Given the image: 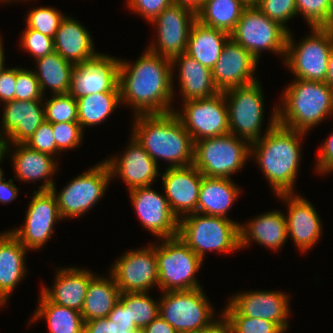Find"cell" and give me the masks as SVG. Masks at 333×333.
Wrapping results in <instances>:
<instances>
[{
	"label": "cell",
	"instance_id": "6da1fadb",
	"mask_svg": "<svg viewBox=\"0 0 333 333\" xmlns=\"http://www.w3.org/2000/svg\"><path fill=\"white\" fill-rule=\"evenodd\" d=\"M172 69L170 59L149 49L133 65L120 59L121 103L131 104L134 115L173 112Z\"/></svg>",
	"mask_w": 333,
	"mask_h": 333
},
{
	"label": "cell",
	"instance_id": "7a4b0ae2",
	"mask_svg": "<svg viewBox=\"0 0 333 333\" xmlns=\"http://www.w3.org/2000/svg\"><path fill=\"white\" fill-rule=\"evenodd\" d=\"M304 134L278 124L276 107L264 136L250 144V155L254 153L276 195L294 193Z\"/></svg>",
	"mask_w": 333,
	"mask_h": 333
},
{
	"label": "cell",
	"instance_id": "3957f363",
	"mask_svg": "<svg viewBox=\"0 0 333 333\" xmlns=\"http://www.w3.org/2000/svg\"><path fill=\"white\" fill-rule=\"evenodd\" d=\"M133 136L158 164L165 159L168 167L193 164L194 141L175 111L165 114L134 115Z\"/></svg>",
	"mask_w": 333,
	"mask_h": 333
},
{
	"label": "cell",
	"instance_id": "277c9868",
	"mask_svg": "<svg viewBox=\"0 0 333 333\" xmlns=\"http://www.w3.org/2000/svg\"><path fill=\"white\" fill-rule=\"evenodd\" d=\"M278 124L307 134L333 112V89L325 82L296 79L286 87Z\"/></svg>",
	"mask_w": 333,
	"mask_h": 333
},
{
	"label": "cell",
	"instance_id": "5b68a950",
	"mask_svg": "<svg viewBox=\"0 0 333 333\" xmlns=\"http://www.w3.org/2000/svg\"><path fill=\"white\" fill-rule=\"evenodd\" d=\"M201 214V215H200ZM179 219L178 237L203 261L206 251L228 252L239 247V223L221 216L191 213Z\"/></svg>",
	"mask_w": 333,
	"mask_h": 333
},
{
	"label": "cell",
	"instance_id": "8992f818",
	"mask_svg": "<svg viewBox=\"0 0 333 333\" xmlns=\"http://www.w3.org/2000/svg\"><path fill=\"white\" fill-rule=\"evenodd\" d=\"M250 154V143L229 133L194 142L193 165L206 177L230 178Z\"/></svg>",
	"mask_w": 333,
	"mask_h": 333
},
{
	"label": "cell",
	"instance_id": "52a82bcc",
	"mask_svg": "<svg viewBox=\"0 0 333 333\" xmlns=\"http://www.w3.org/2000/svg\"><path fill=\"white\" fill-rule=\"evenodd\" d=\"M311 35L295 45L291 32L286 42L285 63L297 79L325 82L333 27H311Z\"/></svg>",
	"mask_w": 333,
	"mask_h": 333
},
{
	"label": "cell",
	"instance_id": "ba28073f",
	"mask_svg": "<svg viewBox=\"0 0 333 333\" xmlns=\"http://www.w3.org/2000/svg\"><path fill=\"white\" fill-rule=\"evenodd\" d=\"M161 245L155 244V253L161 291H180L201 288L195 274L202 259L178 236L165 238Z\"/></svg>",
	"mask_w": 333,
	"mask_h": 333
},
{
	"label": "cell",
	"instance_id": "9c48e42d",
	"mask_svg": "<svg viewBox=\"0 0 333 333\" xmlns=\"http://www.w3.org/2000/svg\"><path fill=\"white\" fill-rule=\"evenodd\" d=\"M212 308L202 288L167 291L159 300V315L178 333H198L208 326L214 318Z\"/></svg>",
	"mask_w": 333,
	"mask_h": 333
},
{
	"label": "cell",
	"instance_id": "30bf717a",
	"mask_svg": "<svg viewBox=\"0 0 333 333\" xmlns=\"http://www.w3.org/2000/svg\"><path fill=\"white\" fill-rule=\"evenodd\" d=\"M288 31L278 22L269 19L256 6L244 9L234 31L230 34L236 43L242 45L257 60L261 51L286 53Z\"/></svg>",
	"mask_w": 333,
	"mask_h": 333
},
{
	"label": "cell",
	"instance_id": "8fae6325",
	"mask_svg": "<svg viewBox=\"0 0 333 333\" xmlns=\"http://www.w3.org/2000/svg\"><path fill=\"white\" fill-rule=\"evenodd\" d=\"M228 109L230 133L250 144L259 140L264 113L263 91L259 81L223 92ZM229 98V99H228ZM229 101V102H228Z\"/></svg>",
	"mask_w": 333,
	"mask_h": 333
},
{
	"label": "cell",
	"instance_id": "7c38bea8",
	"mask_svg": "<svg viewBox=\"0 0 333 333\" xmlns=\"http://www.w3.org/2000/svg\"><path fill=\"white\" fill-rule=\"evenodd\" d=\"M112 176L107 163L100 162L73 179L60 193L51 189L58 202L61 218L81 217L103 196Z\"/></svg>",
	"mask_w": 333,
	"mask_h": 333
},
{
	"label": "cell",
	"instance_id": "4fadbf2b",
	"mask_svg": "<svg viewBox=\"0 0 333 333\" xmlns=\"http://www.w3.org/2000/svg\"><path fill=\"white\" fill-rule=\"evenodd\" d=\"M182 111L175 114L194 142L230 133L223 92L209 98L184 101Z\"/></svg>",
	"mask_w": 333,
	"mask_h": 333
},
{
	"label": "cell",
	"instance_id": "5bb4252c",
	"mask_svg": "<svg viewBox=\"0 0 333 333\" xmlns=\"http://www.w3.org/2000/svg\"><path fill=\"white\" fill-rule=\"evenodd\" d=\"M120 59L97 53L83 63L74 64L69 94L75 99L102 92H120Z\"/></svg>",
	"mask_w": 333,
	"mask_h": 333
},
{
	"label": "cell",
	"instance_id": "9a60e30c",
	"mask_svg": "<svg viewBox=\"0 0 333 333\" xmlns=\"http://www.w3.org/2000/svg\"><path fill=\"white\" fill-rule=\"evenodd\" d=\"M196 20L194 10L172 2L152 21L158 30V46L153 43L148 49L170 60L186 53L189 32Z\"/></svg>",
	"mask_w": 333,
	"mask_h": 333
},
{
	"label": "cell",
	"instance_id": "2e32d148",
	"mask_svg": "<svg viewBox=\"0 0 333 333\" xmlns=\"http://www.w3.org/2000/svg\"><path fill=\"white\" fill-rule=\"evenodd\" d=\"M23 226L10 232L27 249H40L53 234L55 221L61 218L52 190L34 191Z\"/></svg>",
	"mask_w": 333,
	"mask_h": 333
},
{
	"label": "cell",
	"instance_id": "e0dca14e",
	"mask_svg": "<svg viewBox=\"0 0 333 333\" xmlns=\"http://www.w3.org/2000/svg\"><path fill=\"white\" fill-rule=\"evenodd\" d=\"M110 273L121 293L148 292L156 284L159 287L155 244L127 252L118 258Z\"/></svg>",
	"mask_w": 333,
	"mask_h": 333
},
{
	"label": "cell",
	"instance_id": "ac0fdd59",
	"mask_svg": "<svg viewBox=\"0 0 333 333\" xmlns=\"http://www.w3.org/2000/svg\"><path fill=\"white\" fill-rule=\"evenodd\" d=\"M150 187L129 190L133 208L140 222L159 239L178 236L179 219L172 213L167 198Z\"/></svg>",
	"mask_w": 333,
	"mask_h": 333
},
{
	"label": "cell",
	"instance_id": "d6986e66",
	"mask_svg": "<svg viewBox=\"0 0 333 333\" xmlns=\"http://www.w3.org/2000/svg\"><path fill=\"white\" fill-rule=\"evenodd\" d=\"M257 63L258 60L250 52L229 38L211 69L219 92L258 81L254 75Z\"/></svg>",
	"mask_w": 333,
	"mask_h": 333
},
{
	"label": "cell",
	"instance_id": "ffe728a7",
	"mask_svg": "<svg viewBox=\"0 0 333 333\" xmlns=\"http://www.w3.org/2000/svg\"><path fill=\"white\" fill-rule=\"evenodd\" d=\"M162 176V184L172 213L181 219L195 213L199 200L202 174L193 165L183 167H168ZM182 214V215H181ZM180 215V218H179Z\"/></svg>",
	"mask_w": 333,
	"mask_h": 333
},
{
	"label": "cell",
	"instance_id": "44dd1931",
	"mask_svg": "<svg viewBox=\"0 0 333 333\" xmlns=\"http://www.w3.org/2000/svg\"><path fill=\"white\" fill-rule=\"evenodd\" d=\"M5 104L1 127L6 134L4 152H9V146L25 143L35 130L45 122V110L42 100H12ZM43 106H40V105ZM11 144L9 145V143Z\"/></svg>",
	"mask_w": 333,
	"mask_h": 333
},
{
	"label": "cell",
	"instance_id": "7402d4cb",
	"mask_svg": "<svg viewBox=\"0 0 333 333\" xmlns=\"http://www.w3.org/2000/svg\"><path fill=\"white\" fill-rule=\"evenodd\" d=\"M277 196L288 203V216H285L288 237H291L300 251L311 249L322 233L317 211L309 201L294 193H282Z\"/></svg>",
	"mask_w": 333,
	"mask_h": 333
},
{
	"label": "cell",
	"instance_id": "603a6c76",
	"mask_svg": "<svg viewBox=\"0 0 333 333\" xmlns=\"http://www.w3.org/2000/svg\"><path fill=\"white\" fill-rule=\"evenodd\" d=\"M242 316L263 318L276 323L283 331L288 328L289 298L278 291H250L232 297L228 302Z\"/></svg>",
	"mask_w": 333,
	"mask_h": 333
},
{
	"label": "cell",
	"instance_id": "cb8c5ba5",
	"mask_svg": "<svg viewBox=\"0 0 333 333\" xmlns=\"http://www.w3.org/2000/svg\"><path fill=\"white\" fill-rule=\"evenodd\" d=\"M131 139L121 158L105 160L112 178L118 174L128 185V190L152 185L159 174L157 163L133 136Z\"/></svg>",
	"mask_w": 333,
	"mask_h": 333
},
{
	"label": "cell",
	"instance_id": "d4e9b609",
	"mask_svg": "<svg viewBox=\"0 0 333 333\" xmlns=\"http://www.w3.org/2000/svg\"><path fill=\"white\" fill-rule=\"evenodd\" d=\"M94 275L91 271L76 267L57 271L52 288L42 289V293L54 304L81 312L88 285Z\"/></svg>",
	"mask_w": 333,
	"mask_h": 333
},
{
	"label": "cell",
	"instance_id": "484cf974",
	"mask_svg": "<svg viewBox=\"0 0 333 333\" xmlns=\"http://www.w3.org/2000/svg\"><path fill=\"white\" fill-rule=\"evenodd\" d=\"M27 251L10 231L0 234V306L6 305L9 295L26 274Z\"/></svg>",
	"mask_w": 333,
	"mask_h": 333
},
{
	"label": "cell",
	"instance_id": "4316f807",
	"mask_svg": "<svg viewBox=\"0 0 333 333\" xmlns=\"http://www.w3.org/2000/svg\"><path fill=\"white\" fill-rule=\"evenodd\" d=\"M239 225V247L248 246L250 240L270 249H280L288 237L286 218L282 212L269 211L254 220Z\"/></svg>",
	"mask_w": 333,
	"mask_h": 333
},
{
	"label": "cell",
	"instance_id": "83f0119b",
	"mask_svg": "<svg viewBox=\"0 0 333 333\" xmlns=\"http://www.w3.org/2000/svg\"><path fill=\"white\" fill-rule=\"evenodd\" d=\"M89 33L80 22L65 16L54 37L55 52L73 64L83 63L97 54Z\"/></svg>",
	"mask_w": 333,
	"mask_h": 333
},
{
	"label": "cell",
	"instance_id": "f1b7e54d",
	"mask_svg": "<svg viewBox=\"0 0 333 333\" xmlns=\"http://www.w3.org/2000/svg\"><path fill=\"white\" fill-rule=\"evenodd\" d=\"M178 62V63H177ZM172 67L179 64V84L183 100L209 98L219 93L210 68L183 53L171 60Z\"/></svg>",
	"mask_w": 333,
	"mask_h": 333
},
{
	"label": "cell",
	"instance_id": "f546056e",
	"mask_svg": "<svg viewBox=\"0 0 333 333\" xmlns=\"http://www.w3.org/2000/svg\"><path fill=\"white\" fill-rule=\"evenodd\" d=\"M17 146L14 151L13 165L16 172L15 178L29 183L36 180L44 179V184L38 187V191H48L54 186V180L51 177L54 175L57 163L49 154L42 153L29 148L24 143L13 144Z\"/></svg>",
	"mask_w": 333,
	"mask_h": 333
},
{
	"label": "cell",
	"instance_id": "4dcf8cb0",
	"mask_svg": "<svg viewBox=\"0 0 333 333\" xmlns=\"http://www.w3.org/2000/svg\"><path fill=\"white\" fill-rule=\"evenodd\" d=\"M231 178L206 177L202 174L196 213L224 218L239 195Z\"/></svg>",
	"mask_w": 333,
	"mask_h": 333
},
{
	"label": "cell",
	"instance_id": "1f68e13d",
	"mask_svg": "<svg viewBox=\"0 0 333 333\" xmlns=\"http://www.w3.org/2000/svg\"><path fill=\"white\" fill-rule=\"evenodd\" d=\"M229 38L227 32L205 26L196 20L189 32L186 54L212 69Z\"/></svg>",
	"mask_w": 333,
	"mask_h": 333
},
{
	"label": "cell",
	"instance_id": "d6a6232c",
	"mask_svg": "<svg viewBox=\"0 0 333 333\" xmlns=\"http://www.w3.org/2000/svg\"><path fill=\"white\" fill-rule=\"evenodd\" d=\"M111 277V278H110ZM103 278L94 276L87 288L82 318L89 321L95 318L107 317L114 305L119 301L121 291L116 285L112 274Z\"/></svg>",
	"mask_w": 333,
	"mask_h": 333
},
{
	"label": "cell",
	"instance_id": "836d02e7",
	"mask_svg": "<svg viewBox=\"0 0 333 333\" xmlns=\"http://www.w3.org/2000/svg\"><path fill=\"white\" fill-rule=\"evenodd\" d=\"M38 71H34L41 91L48 86L53 94H65L69 92L71 73L74 64L62 58L57 52L36 59ZM39 72V73H38Z\"/></svg>",
	"mask_w": 333,
	"mask_h": 333
},
{
	"label": "cell",
	"instance_id": "e575fe53",
	"mask_svg": "<svg viewBox=\"0 0 333 333\" xmlns=\"http://www.w3.org/2000/svg\"><path fill=\"white\" fill-rule=\"evenodd\" d=\"M246 7L240 0H204L196 18L205 26L231 34Z\"/></svg>",
	"mask_w": 333,
	"mask_h": 333
},
{
	"label": "cell",
	"instance_id": "d590c367",
	"mask_svg": "<svg viewBox=\"0 0 333 333\" xmlns=\"http://www.w3.org/2000/svg\"><path fill=\"white\" fill-rule=\"evenodd\" d=\"M40 305L30 322L46 319L50 333H82L84 320L81 312L52 303L42 292Z\"/></svg>",
	"mask_w": 333,
	"mask_h": 333
},
{
	"label": "cell",
	"instance_id": "8d00e7d4",
	"mask_svg": "<svg viewBox=\"0 0 333 333\" xmlns=\"http://www.w3.org/2000/svg\"><path fill=\"white\" fill-rule=\"evenodd\" d=\"M78 123L84 130L86 126H94L107 119L121 102L120 92H102L90 94L76 99Z\"/></svg>",
	"mask_w": 333,
	"mask_h": 333
},
{
	"label": "cell",
	"instance_id": "74e56055",
	"mask_svg": "<svg viewBox=\"0 0 333 333\" xmlns=\"http://www.w3.org/2000/svg\"><path fill=\"white\" fill-rule=\"evenodd\" d=\"M148 292L121 293L119 300L130 307L131 320L136 328H145L159 315L158 303L148 296Z\"/></svg>",
	"mask_w": 333,
	"mask_h": 333
},
{
	"label": "cell",
	"instance_id": "f35d334b",
	"mask_svg": "<svg viewBox=\"0 0 333 333\" xmlns=\"http://www.w3.org/2000/svg\"><path fill=\"white\" fill-rule=\"evenodd\" d=\"M222 314L230 322L232 333H285L276 323L242 316L230 303Z\"/></svg>",
	"mask_w": 333,
	"mask_h": 333
},
{
	"label": "cell",
	"instance_id": "ab89813d",
	"mask_svg": "<svg viewBox=\"0 0 333 333\" xmlns=\"http://www.w3.org/2000/svg\"><path fill=\"white\" fill-rule=\"evenodd\" d=\"M52 95L44 103L45 121L52 124L78 122L76 99L69 93Z\"/></svg>",
	"mask_w": 333,
	"mask_h": 333
},
{
	"label": "cell",
	"instance_id": "60d3db41",
	"mask_svg": "<svg viewBox=\"0 0 333 333\" xmlns=\"http://www.w3.org/2000/svg\"><path fill=\"white\" fill-rule=\"evenodd\" d=\"M298 14L311 27H333V3L330 0H296Z\"/></svg>",
	"mask_w": 333,
	"mask_h": 333
},
{
	"label": "cell",
	"instance_id": "b9f144b4",
	"mask_svg": "<svg viewBox=\"0 0 333 333\" xmlns=\"http://www.w3.org/2000/svg\"><path fill=\"white\" fill-rule=\"evenodd\" d=\"M65 15L51 7H36L29 11L26 17V28L39 31L43 35L51 38L55 37L61 21Z\"/></svg>",
	"mask_w": 333,
	"mask_h": 333
},
{
	"label": "cell",
	"instance_id": "7bdbcfd3",
	"mask_svg": "<svg viewBox=\"0 0 333 333\" xmlns=\"http://www.w3.org/2000/svg\"><path fill=\"white\" fill-rule=\"evenodd\" d=\"M256 7L288 32L289 29L285 23L298 14L296 0H259Z\"/></svg>",
	"mask_w": 333,
	"mask_h": 333
},
{
	"label": "cell",
	"instance_id": "ee69618b",
	"mask_svg": "<svg viewBox=\"0 0 333 333\" xmlns=\"http://www.w3.org/2000/svg\"><path fill=\"white\" fill-rule=\"evenodd\" d=\"M44 95L33 70L17 68L15 100H43Z\"/></svg>",
	"mask_w": 333,
	"mask_h": 333
},
{
	"label": "cell",
	"instance_id": "f6af8a7d",
	"mask_svg": "<svg viewBox=\"0 0 333 333\" xmlns=\"http://www.w3.org/2000/svg\"><path fill=\"white\" fill-rule=\"evenodd\" d=\"M53 136L58 151L78 147L82 142L83 129L78 122H62L52 124Z\"/></svg>",
	"mask_w": 333,
	"mask_h": 333
},
{
	"label": "cell",
	"instance_id": "bcb514c9",
	"mask_svg": "<svg viewBox=\"0 0 333 333\" xmlns=\"http://www.w3.org/2000/svg\"><path fill=\"white\" fill-rule=\"evenodd\" d=\"M21 47L30 52L34 59L55 51L54 38L43 35L37 30L26 28L21 37Z\"/></svg>",
	"mask_w": 333,
	"mask_h": 333
},
{
	"label": "cell",
	"instance_id": "7dc6e473",
	"mask_svg": "<svg viewBox=\"0 0 333 333\" xmlns=\"http://www.w3.org/2000/svg\"><path fill=\"white\" fill-rule=\"evenodd\" d=\"M52 123L43 122L32 134V136L24 143L29 148L46 153L49 155L58 154V148L53 136Z\"/></svg>",
	"mask_w": 333,
	"mask_h": 333
},
{
	"label": "cell",
	"instance_id": "c3c4849f",
	"mask_svg": "<svg viewBox=\"0 0 333 333\" xmlns=\"http://www.w3.org/2000/svg\"><path fill=\"white\" fill-rule=\"evenodd\" d=\"M172 2V0H129L128 6L133 12L152 22Z\"/></svg>",
	"mask_w": 333,
	"mask_h": 333
},
{
	"label": "cell",
	"instance_id": "681fc988",
	"mask_svg": "<svg viewBox=\"0 0 333 333\" xmlns=\"http://www.w3.org/2000/svg\"><path fill=\"white\" fill-rule=\"evenodd\" d=\"M17 68H4L0 73V101L6 103L15 99Z\"/></svg>",
	"mask_w": 333,
	"mask_h": 333
},
{
	"label": "cell",
	"instance_id": "f907efd6",
	"mask_svg": "<svg viewBox=\"0 0 333 333\" xmlns=\"http://www.w3.org/2000/svg\"><path fill=\"white\" fill-rule=\"evenodd\" d=\"M319 173L333 171V132L321 146L316 166Z\"/></svg>",
	"mask_w": 333,
	"mask_h": 333
},
{
	"label": "cell",
	"instance_id": "816d5d0a",
	"mask_svg": "<svg viewBox=\"0 0 333 333\" xmlns=\"http://www.w3.org/2000/svg\"><path fill=\"white\" fill-rule=\"evenodd\" d=\"M82 333H114V321L108 317L85 321Z\"/></svg>",
	"mask_w": 333,
	"mask_h": 333
},
{
	"label": "cell",
	"instance_id": "f5cc1de1",
	"mask_svg": "<svg viewBox=\"0 0 333 333\" xmlns=\"http://www.w3.org/2000/svg\"><path fill=\"white\" fill-rule=\"evenodd\" d=\"M107 317L116 324L135 325L134 321L131 320L130 307H126L120 300L114 305Z\"/></svg>",
	"mask_w": 333,
	"mask_h": 333
},
{
	"label": "cell",
	"instance_id": "db71d44e",
	"mask_svg": "<svg viewBox=\"0 0 333 333\" xmlns=\"http://www.w3.org/2000/svg\"><path fill=\"white\" fill-rule=\"evenodd\" d=\"M15 184H13V179L5 182V179L0 182V202L8 203L16 199L19 191Z\"/></svg>",
	"mask_w": 333,
	"mask_h": 333
},
{
	"label": "cell",
	"instance_id": "11a10c76",
	"mask_svg": "<svg viewBox=\"0 0 333 333\" xmlns=\"http://www.w3.org/2000/svg\"><path fill=\"white\" fill-rule=\"evenodd\" d=\"M145 333H178L167 321L158 315L145 328Z\"/></svg>",
	"mask_w": 333,
	"mask_h": 333
},
{
	"label": "cell",
	"instance_id": "9f6ffc18",
	"mask_svg": "<svg viewBox=\"0 0 333 333\" xmlns=\"http://www.w3.org/2000/svg\"><path fill=\"white\" fill-rule=\"evenodd\" d=\"M223 319L221 320H213L208 326L200 330L198 333H232V328L230 322L222 314Z\"/></svg>",
	"mask_w": 333,
	"mask_h": 333
},
{
	"label": "cell",
	"instance_id": "6f0895ef",
	"mask_svg": "<svg viewBox=\"0 0 333 333\" xmlns=\"http://www.w3.org/2000/svg\"><path fill=\"white\" fill-rule=\"evenodd\" d=\"M172 1L182 6H186L194 10L195 12H197L203 6L204 3V0H172Z\"/></svg>",
	"mask_w": 333,
	"mask_h": 333
},
{
	"label": "cell",
	"instance_id": "680465c9",
	"mask_svg": "<svg viewBox=\"0 0 333 333\" xmlns=\"http://www.w3.org/2000/svg\"><path fill=\"white\" fill-rule=\"evenodd\" d=\"M325 83L333 89V48L329 54L328 69L326 73Z\"/></svg>",
	"mask_w": 333,
	"mask_h": 333
},
{
	"label": "cell",
	"instance_id": "91938a15",
	"mask_svg": "<svg viewBox=\"0 0 333 333\" xmlns=\"http://www.w3.org/2000/svg\"><path fill=\"white\" fill-rule=\"evenodd\" d=\"M133 329H136V325H122L114 322V333H129Z\"/></svg>",
	"mask_w": 333,
	"mask_h": 333
},
{
	"label": "cell",
	"instance_id": "94428289",
	"mask_svg": "<svg viewBox=\"0 0 333 333\" xmlns=\"http://www.w3.org/2000/svg\"><path fill=\"white\" fill-rule=\"evenodd\" d=\"M3 45H2V40H1V37H0V73L1 71L4 69V66L5 64L4 63V52H3Z\"/></svg>",
	"mask_w": 333,
	"mask_h": 333
},
{
	"label": "cell",
	"instance_id": "6125c7cd",
	"mask_svg": "<svg viewBox=\"0 0 333 333\" xmlns=\"http://www.w3.org/2000/svg\"><path fill=\"white\" fill-rule=\"evenodd\" d=\"M245 6H256L259 0H240Z\"/></svg>",
	"mask_w": 333,
	"mask_h": 333
},
{
	"label": "cell",
	"instance_id": "be15d7a7",
	"mask_svg": "<svg viewBox=\"0 0 333 333\" xmlns=\"http://www.w3.org/2000/svg\"><path fill=\"white\" fill-rule=\"evenodd\" d=\"M4 137H2V134L0 132V156L4 153Z\"/></svg>",
	"mask_w": 333,
	"mask_h": 333
},
{
	"label": "cell",
	"instance_id": "e7e4bbea",
	"mask_svg": "<svg viewBox=\"0 0 333 333\" xmlns=\"http://www.w3.org/2000/svg\"><path fill=\"white\" fill-rule=\"evenodd\" d=\"M5 152L0 156V162L3 160L4 156H5ZM5 178L3 177V171L0 168V182L3 181Z\"/></svg>",
	"mask_w": 333,
	"mask_h": 333
},
{
	"label": "cell",
	"instance_id": "03108f58",
	"mask_svg": "<svg viewBox=\"0 0 333 333\" xmlns=\"http://www.w3.org/2000/svg\"><path fill=\"white\" fill-rule=\"evenodd\" d=\"M129 333H145L144 328H136L133 329L132 331H129Z\"/></svg>",
	"mask_w": 333,
	"mask_h": 333
},
{
	"label": "cell",
	"instance_id": "003e7915",
	"mask_svg": "<svg viewBox=\"0 0 333 333\" xmlns=\"http://www.w3.org/2000/svg\"><path fill=\"white\" fill-rule=\"evenodd\" d=\"M0 1H1V2H5V1H6V2H7V1L10 2L11 0H0ZM12 1L14 2L15 0H12Z\"/></svg>",
	"mask_w": 333,
	"mask_h": 333
}]
</instances>
